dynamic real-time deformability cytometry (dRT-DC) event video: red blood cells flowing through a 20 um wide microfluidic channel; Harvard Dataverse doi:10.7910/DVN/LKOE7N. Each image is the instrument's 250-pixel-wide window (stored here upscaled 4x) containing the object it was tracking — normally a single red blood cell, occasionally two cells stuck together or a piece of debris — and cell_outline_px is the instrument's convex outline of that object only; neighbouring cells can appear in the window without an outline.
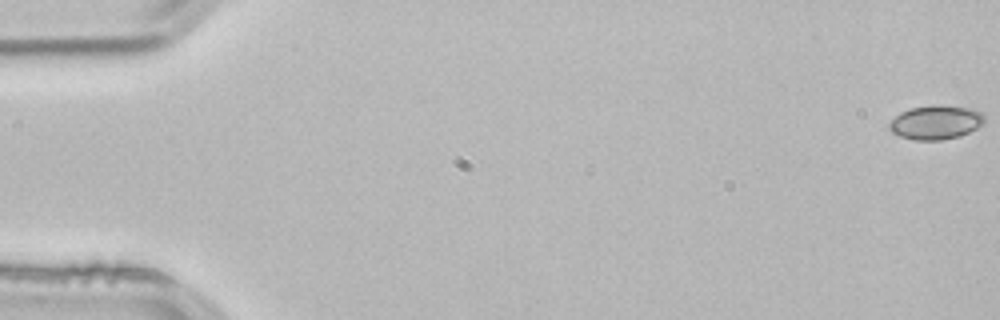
{"species": "common noctule bat (a hibernating species)", "species_latin": "Nyctalus noctula", "temperature_condition": "room temperature", "stored_images_in_passage": 54, "camera_frame_rate_fps": 3000, "um_per_image_px": 0.085, "animal": {"sex": "male", "body_mass_g": 21.5, "forearm_length_mm": 52.0}, "frame": {"image": 1, "passage_image": 1, "time_ms": 0.0, "image_size_px": [1000, 320], "cell_outline_px": [[984, 124], [960, 136], [940, 140], [916, 140], [900, 136], [892, 132], [888, 128], [888, 124], [900, 112], [908, 108], [932, 104], [940, 104], [976, 108], [984, 112]], "centroid_in_image_um": [79.57, 10.36], "position_along_channel_um": 5.4, "area_um2": 19.31}}
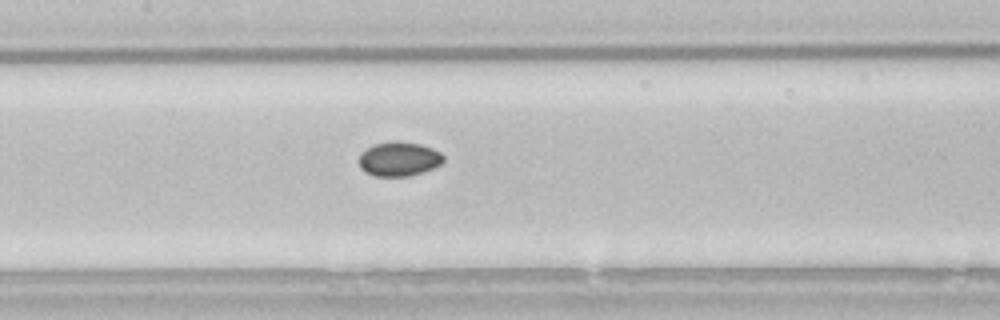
{"frame": {"image": 2, "passage_image": 26, "time_ms": 8.333, "image_size_px": [1000, 320], "cell_outline_px": [[444, 160], [440, 164], [424, 172], [408, 176], [376, 176], [364, 172], [360, 168], [356, 160], [360, 152], [372, 144], [392, 140], [420, 144], [432, 148], [440, 152], [444, 156]], "centroid_in_image_um": [33.84, 13.5], "position_along_channel_um": 173.6, "area_um2": 17.28}}
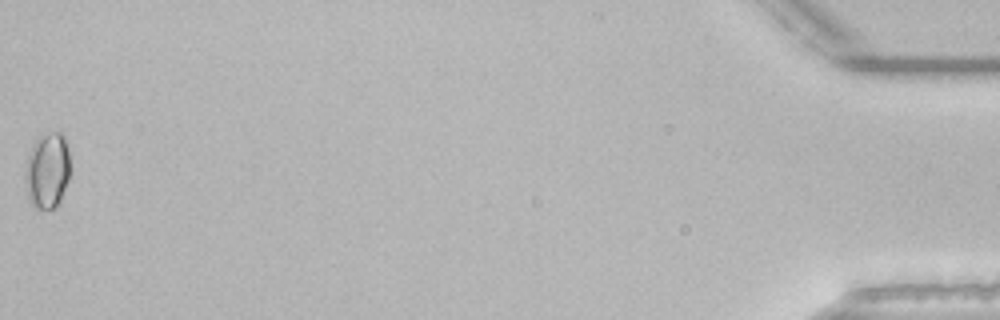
{"frame": {"image": 3, "passage_image": 54, "time_ms": 17.667, "image_size_px": [1000, 320], "cell_outline_px": [[68, 180], [60, 200], [56, 208], [36, 208], [32, 204], [28, 196], [24, 180], [24, 168], [32, 144], [36, 140], [52, 132], [60, 132], [64, 136], [68, 148]], "centroid_in_image_um": [4.0, 14.51], "position_along_channel_um": 431.2, "area_um2": 19.65}}